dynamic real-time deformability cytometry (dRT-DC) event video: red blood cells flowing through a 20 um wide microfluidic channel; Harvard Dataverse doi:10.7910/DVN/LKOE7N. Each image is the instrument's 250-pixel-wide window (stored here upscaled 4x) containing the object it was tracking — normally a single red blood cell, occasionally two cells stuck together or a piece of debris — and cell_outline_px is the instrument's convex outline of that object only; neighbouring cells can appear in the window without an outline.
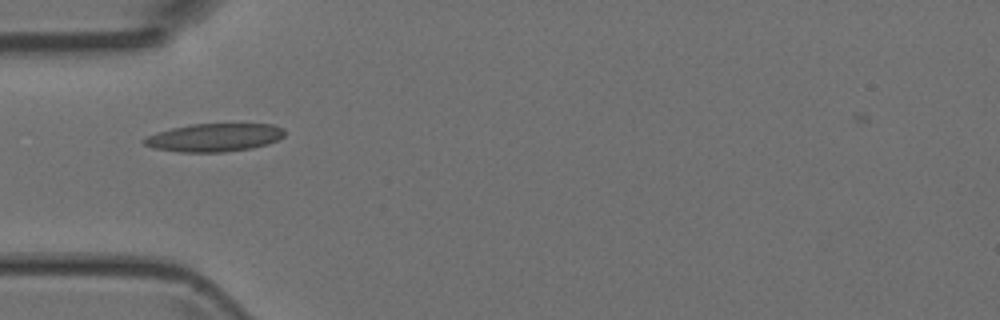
{"species": "Egyptian fruit bat (a non-hibernating species)", "species_latin": "Rousettus aegyptiacus", "temperature_condition": "room temperature", "stored_images_in_passage": 34, "camera_frame_rate_fps": 3000, "um_per_image_px": 0.085, "animal": {"sex": "female"}, "frame": {"image": 1, "passage_image": 6, "time_ms": 1.667, "image_size_px": [1000, 320], "cell_outline_px": [[284, 136], [268, 144], [252, 148], [224, 152], [180, 152], [152, 148], [144, 144], [140, 140], [156, 132], [188, 124], [272, 124], [284, 128]], "centroid_in_image_um": [18.19, 11.69], "position_along_channel_um": 66.8, "area_um2": 23.12}}
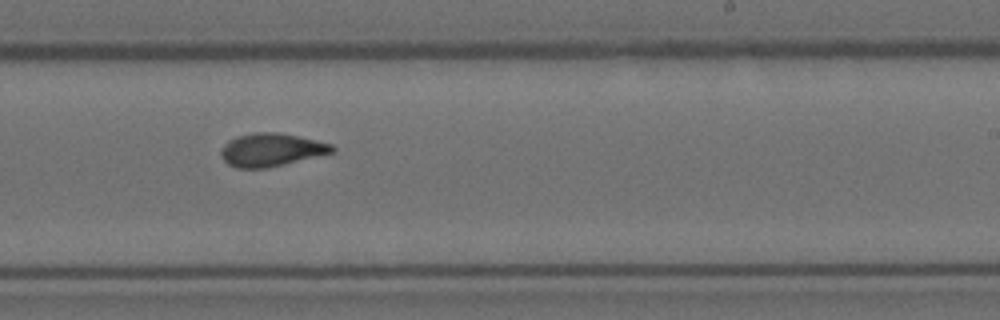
{"frame": {"image": 2, "passage_image": 21, "time_ms": 6.667, "image_size_px": [1000, 320], "cell_outline_px": [[336, 152], [268, 168], [236, 168], [228, 164], [220, 156], [220, 152], [224, 144], [228, 140], [236, 136], [252, 132], [276, 132], [316, 140], [332, 144], [336, 148]], "centroid_in_image_um": [23.05, 12.74], "position_along_channel_um": 266.0, "area_um2": 21.62}}
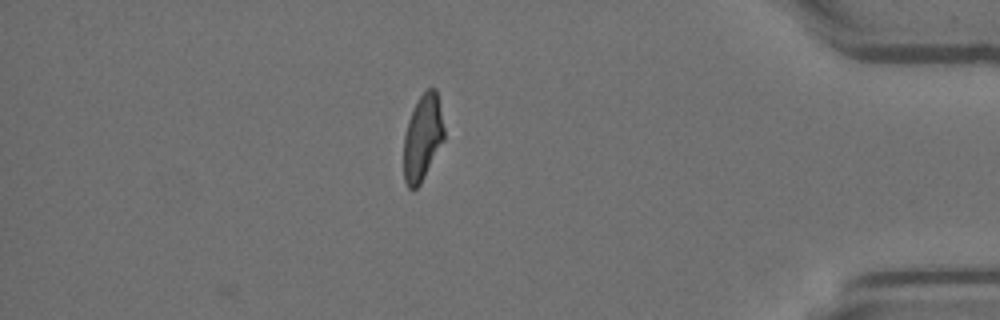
{"frame": {"image": 3, "passage_image": 34, "time_ms": 11.0, "image_size_px": [1000, 320], "cell_outline_px": [[444, 140], [420, 184], [416, 188], [408, 188], [404, 180], [404, 136], [408, 120], [420, 96], [428, 88], [436, 88], [444, 128]], "centroid_in_image_um": [35.92, 11.7], "position_along_channel_um": 399.3, "area_um2": 19.94}}